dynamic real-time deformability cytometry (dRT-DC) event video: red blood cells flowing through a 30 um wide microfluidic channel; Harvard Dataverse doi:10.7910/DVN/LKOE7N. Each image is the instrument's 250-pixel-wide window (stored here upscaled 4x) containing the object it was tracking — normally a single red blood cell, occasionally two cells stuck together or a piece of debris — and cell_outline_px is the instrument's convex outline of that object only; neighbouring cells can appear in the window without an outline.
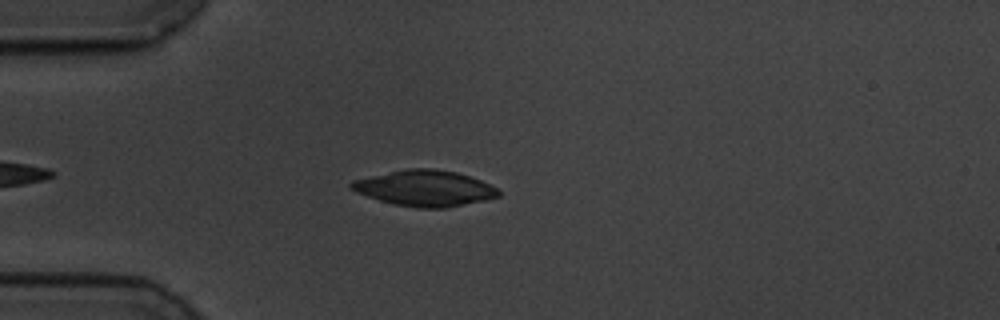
{"species": "common noctule bat (a hibernating species)", "species_latin": "Nyctalus noctula", "temperature_condition": "cold", "stored_images_in_passage": 50, "camera_frame_rate_fps": 3000, "um_per_image_px": 0.085, "animal": {"sex": "male", "body_mass_g": 19.5, "forearm_length_mm": 54.6}, "frame": {"image": 1, "passage_image": 8, "time_ms": 2.333, "image_size_px": [1000, 320], "cell_outline_px": [[500, 196], [484, 200], [444, 208], [416, 208], [392, 204], [356, 192], [348, 188], [348, 184], [352, 180], [408, 168], [432, 168], [456, 172], [480, 180], [496, 188], [500, 192]], "centroid_in_image_um": [36.07, 16.0], "position_along_channel_um": 48.9, "area_um2": 30.58}}
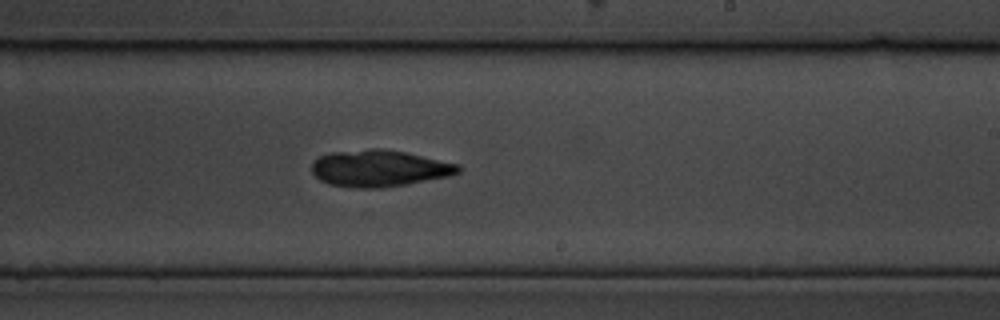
{"frame": {"image": 2, "passage_image": 27, "time_ms": 8.667, "image_size_px": [1000, 320], "cell_outline_px": [[460, 172], [448, 176], [408, 184], [384, 188], [352, 188], [328, 184], [320, 180], [312, 172], [312, 160], [320, 156], [332, 152], [372, 148], [380, 148], [404, 152], [460, 164]], "centroid_in_image_um": [32.21, 14.31], "position_along_channel_um": 256.8, "area_um2": 31.44}}
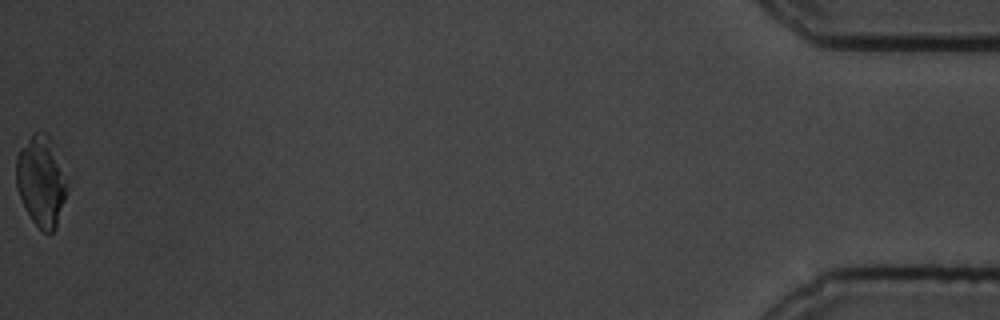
{"frame": {"image": 3, "passage_image": 50, "time_ms": 16.333, "image_size_px": [1000, 320], "cell_outline_px": [[64, 200], [56, 228], [48, 236], [32, 220], [16, 188], [16, 156], [20, 148], [32, 132], [48, 132], [52, 140], [64, 184]], "centroid_in_image_um": [3.43, 15.37], "position_along_channel_um": 431.8, "area_um2": 25.95}, "authors_computed_cell_mechanics": {"area_um2": 29.8537, "velocity_mm_per_s": 3.512, "shape_relaxation_time_tau1_ms": 4.9422, "shape_relaxation_time_tau2_ms": 3.3871, "deformation_change_tau1": 0.1591, "deformation_change_tau2": 0.0752}}